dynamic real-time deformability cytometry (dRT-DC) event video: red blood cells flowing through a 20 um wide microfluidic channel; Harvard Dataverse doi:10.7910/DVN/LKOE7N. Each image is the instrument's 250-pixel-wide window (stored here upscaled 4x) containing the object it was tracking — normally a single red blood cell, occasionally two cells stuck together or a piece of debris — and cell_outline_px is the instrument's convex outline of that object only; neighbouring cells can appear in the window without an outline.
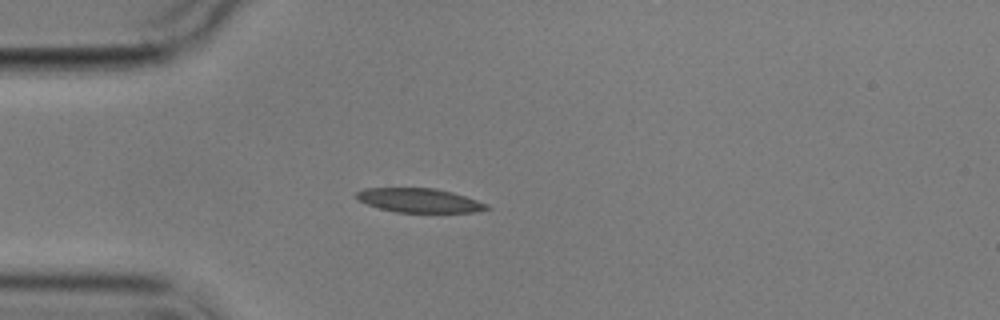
{"species": "common noctule bat (a hibernating species)", "species_latin": "Nyctalus noctula", "temperature_condition": "cold", "stored_images_in_passage": 2, "camera_frame_rate_fps": 3000, "um_per_image_px": 0.085, "animal": {"sex": "male", "body_mass_g": 17.9}, "frame": {"image": 1, "passage_image": 1, "time_ms": 0.0, "image_size_px": [1000, 320], "cell_outline_px": [[492, 208], [472, 212], [396, 212], [380, 208], [368, 204], [360, 200], [356, 196], [356, 192], [364, 188], [436, 188], [452, 192], [488, 204]], "centroid_in_image_um": [35.66, 17.03], "position_along_channel_um": 49.3, "area_um2": 18.09}}